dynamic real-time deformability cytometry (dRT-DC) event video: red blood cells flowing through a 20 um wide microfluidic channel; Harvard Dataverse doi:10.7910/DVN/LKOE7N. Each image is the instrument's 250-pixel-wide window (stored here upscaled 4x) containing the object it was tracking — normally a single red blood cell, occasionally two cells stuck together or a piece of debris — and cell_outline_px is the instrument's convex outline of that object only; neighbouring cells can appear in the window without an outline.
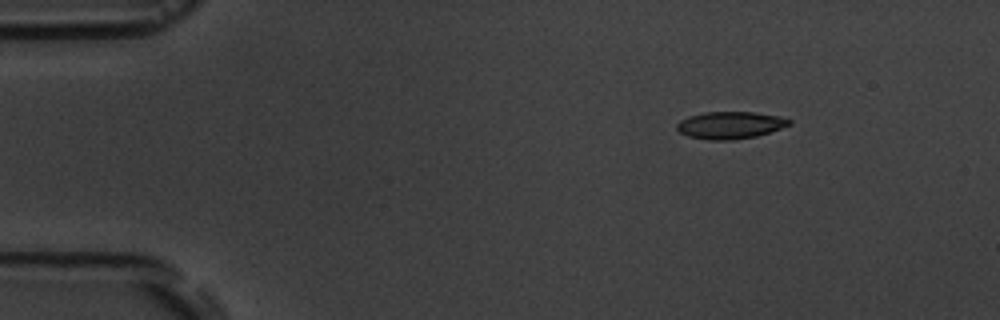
{"species": "common noctule bat (a hibernating species)", "species_latin": "Nyctalus noctula", "temperature_condition": "room temperature", "stored_images_in_passage": 5, "camera_frame_rate_fps": 3000, "um_per_image_px": 0.085, "animal": {"sex": "male", "body_mass_g": 19.5, "forearm_length_mm": 54.6}, "frame": {"image": 1, "passage_image": 1, "time_ms": 0.0, "image_size_px": [1000, 320], "cell_outline_px": [[792, 124], [756, 136], [732, 140], [708, 140], [688, 136], [680, 132], [676, 128], [676, 124], [680, 120], [688, 116], [704, 112], [752, 112], [776, 116], [792, 120]], "centroid_in_image_um": [62.02, 10.64], "position_along_channel_um": 23.0, "area_um2": 17.69}}
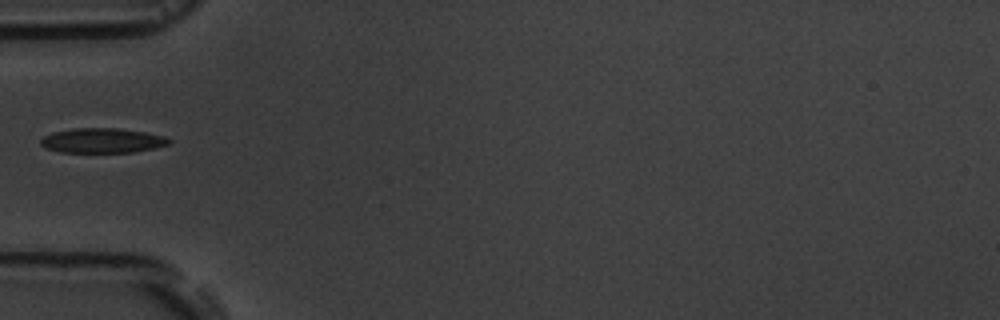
{"frame": {"image": 2, "passage_image": 4, "time_ms": 3.667, "image_size_px": [1000, 320], "cell_outline_px": [[172, 140], [168, 144], [152, 148], [132, 152], [60, 152], [44, 148], [40, 144], [40, 140], [44, 136], [52, 132], [72, 128], [116, 128], [144, 132], [164, 136]], "centroid_in_image_um": [8.63, 11.94], "position_along_channel_um": 76.4, "area_um2": 18.44}}
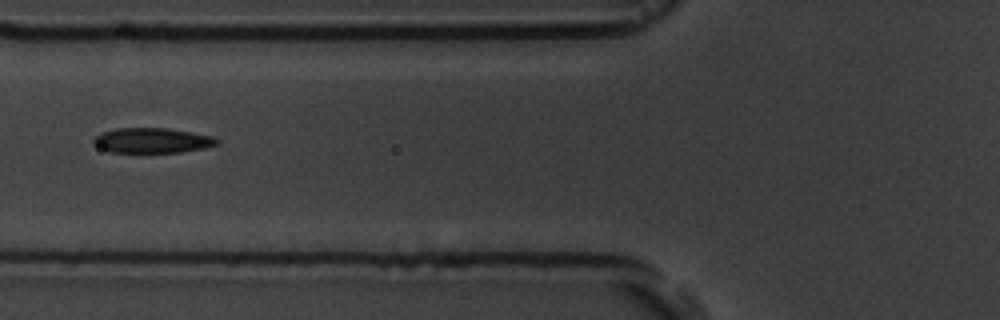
{"frame": {"image": 3, "passage_image": 5, "time_ms": 4.667, "image_size_px": [1000, 320], "cell_outline_px": [[220, 140], [216, 144], [204, 148], [180, 152], [108, 152], [100, 148], [92, 140], [96, 136], [104, 132], [116, 128], [168, 128], [192, 132], [212, 136]], "centroid_in_image_um": [12.95, 11.93], "position_along_channel_um": 112.9, "area_um2": 17.86}}